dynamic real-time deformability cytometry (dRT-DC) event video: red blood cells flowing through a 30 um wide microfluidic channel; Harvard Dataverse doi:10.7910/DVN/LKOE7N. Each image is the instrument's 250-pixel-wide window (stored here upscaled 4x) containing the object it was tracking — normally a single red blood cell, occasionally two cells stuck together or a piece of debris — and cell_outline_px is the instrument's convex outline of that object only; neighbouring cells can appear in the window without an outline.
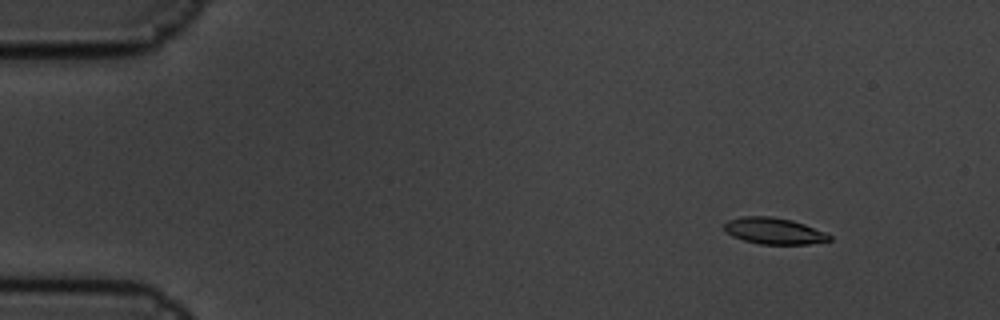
{"species": "common noctule bat (a hibernating species)", "species_latin": "Nyctalus noctula", "temperature_condition": "cold", "stored_images_in_passage": 11, "camera_frame_rate_fps": 3000, "um_per_image_px": 0.085, "animal": {"sex": "male", "body_mass_g": 19.5, "forearm_length_mm": 54.6}, "frame": {"image": 1, "passage_image": 2, "time_ms": 0.333, "image_size_px": [1000, 320], "cell_outline_px": [[832, 240], [808, 244], [760, 244], [744, 240], [732, 236], [724, 228], [724, 224], [728, 220], [740, 216], [772, 216], [792, 220], [804, 224], [824, 232], [832, 236]], "centroid_in_image_um": [65.78, 19.62], "position_along_channel_um": 19.2, "area_um2": 16.13}}
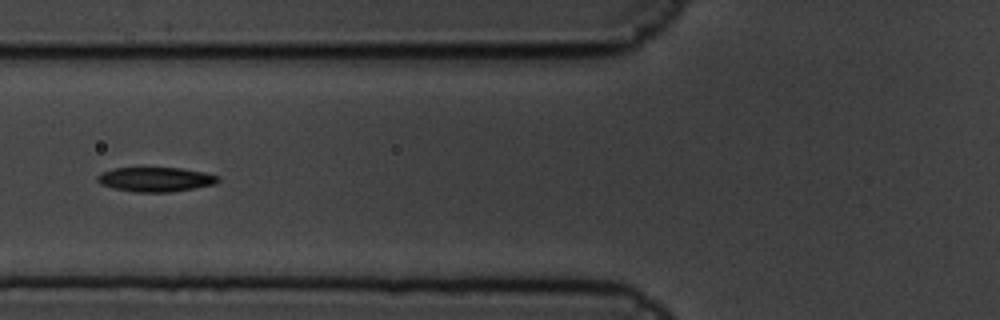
{"frame": {"image": 2, "passage_image": 7, "time_ms": 2.0, "image_size_px": [1000, 320], "cell_outline_px": [[220, 180], [216, 184], [168, 192], [136, 192], [112, 188], [100, 184], [96, 180], [96, 176], [100, 172], [112, 168], [180, 168], [204, 172], [220, 176]], "centroid_in_image_um": [13.19, 15.24], "position_along_channel_um": 112.6, "area_um2": 17.28}}
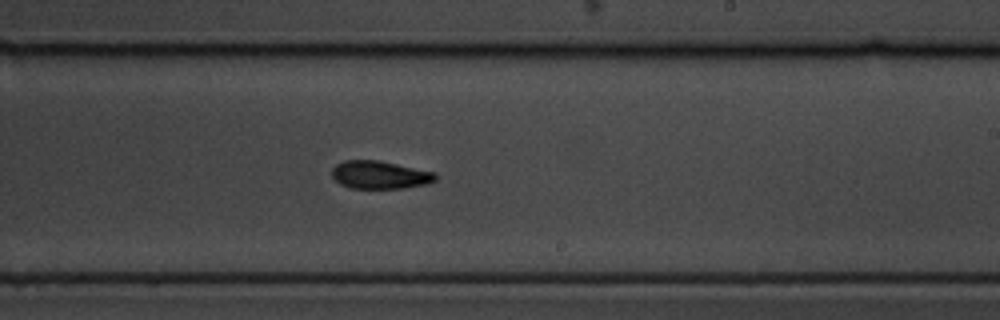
{"frame": {"image": 3, "passage_image": 11, "time_ms": 3.333, "image_size_px": [1000, 320], "cell_outline_px": [[436, 180], [428, 184], [404, 188], [348, 188], [340, 184], [332, 176], [332, 168], [336, 164], [344, 160], [380, 160], [436, 172]], "centroid_in_image_um": [32.3, 14.86], "position_along_channel_um": 256.7, "area_um2": 17.05}}